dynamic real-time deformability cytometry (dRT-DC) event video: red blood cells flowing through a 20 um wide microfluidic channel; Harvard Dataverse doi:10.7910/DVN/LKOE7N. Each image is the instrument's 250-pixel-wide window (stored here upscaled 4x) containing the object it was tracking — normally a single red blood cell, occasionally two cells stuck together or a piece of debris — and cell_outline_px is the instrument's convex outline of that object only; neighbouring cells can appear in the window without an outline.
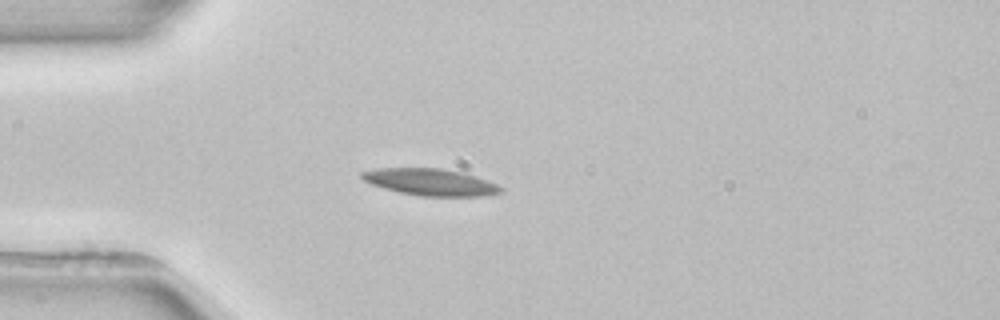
{"species": "common noctule bat (a hibernating species)", "species_latin": "Nyctalus noctula", "temperature_condition": "room temperature", "stored_images_in_passage": 2, "camera_frame_rate_fps": 3000, "um_per_image_px": 0.085, "animal": {"sex": "female", "body_mass_g": 22.7, "forearm_length_mm": 54.2}, "frame": {"image": 1, "passage_image": 2, "time_ms": 1.667, "image_size_px": [1000, 320], "cell_outline_px": [[504, 192], [480, 196], [420, 196], [400, 192], [384, 188], [372, 184], [364, 180], [360, 176], [360, 172], [380, 168], [440, 168], [464, 172], [488, 180], [504, 188]], "centroid_in_image_um": [36.63, 15.47], "position_along_channel_um": 48.4, "area_um2": 21.73}}